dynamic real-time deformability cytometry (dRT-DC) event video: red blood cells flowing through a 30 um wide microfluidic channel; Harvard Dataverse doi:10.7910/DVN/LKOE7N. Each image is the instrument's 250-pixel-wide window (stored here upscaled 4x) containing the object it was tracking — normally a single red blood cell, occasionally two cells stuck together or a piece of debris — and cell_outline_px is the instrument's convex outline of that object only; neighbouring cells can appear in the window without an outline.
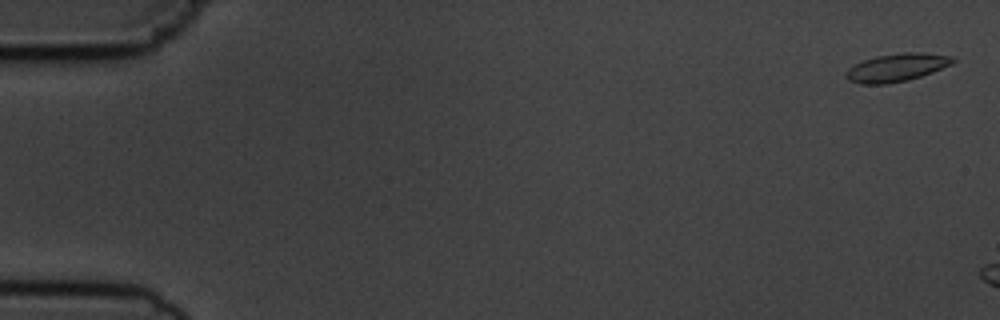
{"species": "common noctule bat (a hibernating species)", "species_latin": "Nyctalus noctula", "temperature_condition": "cold", "stored_images_in_passage": 3, "camera_frame_rate_fps": 3000, "um_per_image_px": 0.085, "animal": {"sex": "male", "body_mass_g": 19.5, "forearm_length_mm": 54.6}, "frame": {"image": 1, "passage_image": 1, "time_ms": 0.0, "image_size_px": [1000, 320], "cell_outline_px": [[956, 60], [952, 64], [932, 72], [908, 80], [888, 84], [860, 84], [848, 80], [844, 72], [848, 68], [864, 60], [876, 56], [904, 52], [920, 52], [952, 56]], "centroid_in_image_um": [76.21, 5.74], "position_along_channel_um": 8.8, "area_um2": 17.4}}